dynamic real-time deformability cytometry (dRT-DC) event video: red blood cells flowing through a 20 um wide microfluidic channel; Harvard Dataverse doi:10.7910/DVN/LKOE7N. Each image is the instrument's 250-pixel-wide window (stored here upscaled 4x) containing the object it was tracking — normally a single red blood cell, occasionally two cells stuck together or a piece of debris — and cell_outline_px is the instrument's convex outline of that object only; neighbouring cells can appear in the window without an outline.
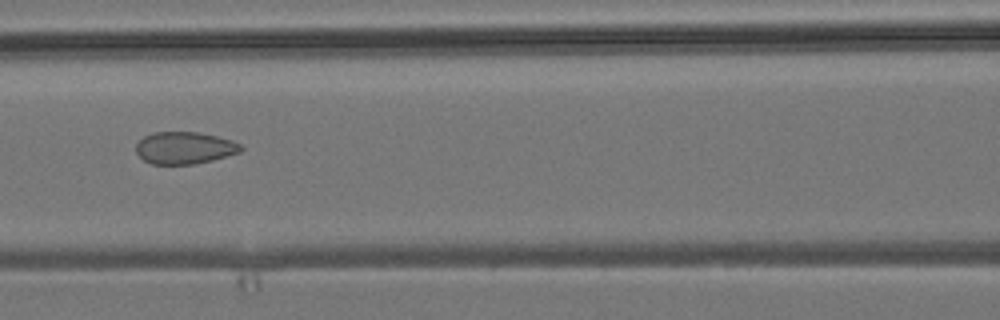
{"species": "common noctule bat (a hibernating species)", "species_latin": "Nyctalus noctula", "temperature_condition": "room temperature", "stored_images_in_passage": 7, "camera_frame_rate_fps": 3000, "um_per_image_px": 0.085, "animal": {"sex": "male", "body_mass_g": 19.2, "forearm_length_mm": 51.8}, "frame": {"image": 1, "passage_image": 7, "time_ms": 6.667, "image_size_px": [1000, 320], "cell_outline_px": [[244, 148], [240, 152], [212, 160], [192, 164], [152, 164], [144, 160], [136, 152], [136, 144], [144, 136], [152, 132], [196, 132], [216, 136], [232, 140], [240, 144]], "centroid_in_image_um": [15.68, 12.56], "position_along_channel_um": 150.9, "area_um2": 19.54}}